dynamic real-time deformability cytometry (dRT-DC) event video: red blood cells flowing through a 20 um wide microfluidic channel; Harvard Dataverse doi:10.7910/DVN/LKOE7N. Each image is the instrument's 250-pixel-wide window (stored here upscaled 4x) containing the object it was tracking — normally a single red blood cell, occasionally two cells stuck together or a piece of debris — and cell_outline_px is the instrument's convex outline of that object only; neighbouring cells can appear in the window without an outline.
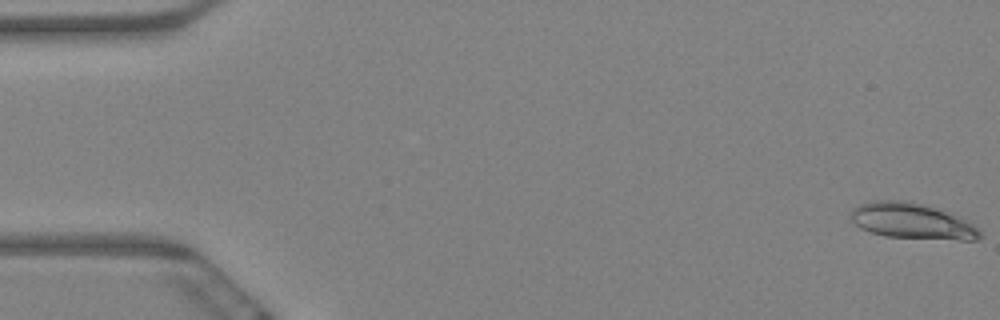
{"species": "Egyptian fruit bat (a non-hibernating species)", "species_latin": "Rousettus aegyptiacus", "temperature_condition": "warm", "stored_images_in_passage": 64, "camera_frame_rate_fps": 3000, "um_per_image_px": 0.085, "animal": {"sex": "female"}, "frame": {"image": 1, "passage_image": 1, "time_ms": 0.0, "image_size_px": [1000, 320], "cell_outline_px": [[980, 236], [976, 240], [960, 240], [884, 236], [860, 228], [852, 220], [852, 208], [860, 204], [872, 200], [904, 200], [952, 212], [968, 220], [980, 232]], "centroid_in_image_um": [77.53, 18.78], "position_along_channel_um": 7.5, "area_um2": 26.82}}
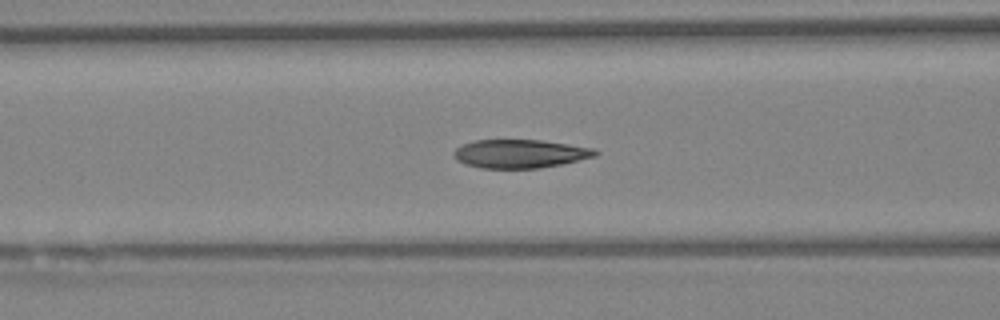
{"frame": {"image": 2, "passage_image": 26, "time_ms": 8.333, "image_size_px": [1000, 320], "cell_outline_px": [[600, 152], [596, 156], [560, 164], [540, 168], [480, 168], [464, 164], [456, 160], [452, 156], [452, 152], [456, 148], [464, 144], [476, 140], [540, 140], [568, 144], [592, 148]], "centroid_in_image_um": [44.16, 13.07], "position_along_channel_um": 122.4, "area_um2": 23.47}}
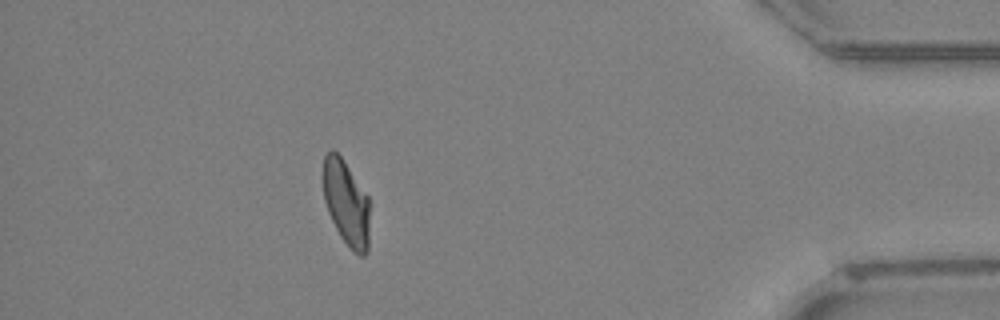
{"frame": {"image": 3, "passage_image": 57, "time_ms": 18.667, "image_size_px": [1000, 320], "cell_outline_px": [[368, 252], [364, 256], [360, 256], [340, 236], [328, 212], [324, 200], [320, 180], [320, 172], [324, 156], [332, 148], [340, 156], [368, 196]], "centroid_in_image_um": [29.36, 17.18], "position_along_channel_um": 405.8, "area_um2": 23.24}, "authors_computed_cell_mechanics": {"area_um2": 24.1604, "velocity_mm_per_s": 3.2263, "shape_relaxation_time_tau1_ms": 6.9037, "shape_relaxation_time_tau2_ms": 1.7471, "deformation_change_tau1": 0.1919, "deformation_change_tau2": 0.0731}}